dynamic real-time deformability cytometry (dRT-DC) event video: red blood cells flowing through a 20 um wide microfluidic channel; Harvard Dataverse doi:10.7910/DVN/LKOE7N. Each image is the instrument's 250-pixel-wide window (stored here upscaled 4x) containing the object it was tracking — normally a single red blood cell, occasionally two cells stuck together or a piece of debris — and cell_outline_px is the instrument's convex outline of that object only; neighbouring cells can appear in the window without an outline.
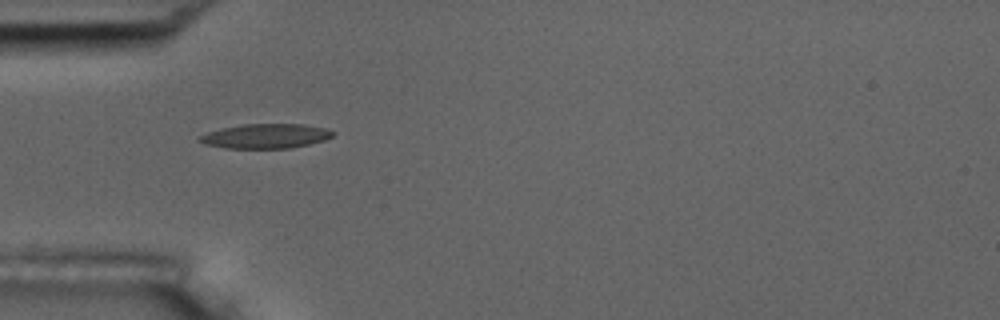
{"species": "common noctule bat (a hibernating species)", "species_latin": "Nyctalus noctula", "temperature_condition": "room temperature", "stored_images_in_passage": 2, "camera_frame_rate_fps": 3000, "um_per_image_px": 0.085, "animal": {"sex": "male", "body_mass_g": 17.5, "forearm_length_mm": 52.3}, "frame": {"image": 1, "passage_image": 1, "time_ms": 0.0, "image_size_px": [1000, 320], "cell_outline_px": [[332, 136], [324, 140], [308, 144], [288, 148], [224, 148], [204, 144], [196, 140], [200, 136], [208, 132], [220, 128], [244, 124], [304, 124], [328, 128], [332, 132]], "centroid_in_image_um": [22.54, 11.56], "position_along_channel_um": 62.5, "area_um2": 19.02}}